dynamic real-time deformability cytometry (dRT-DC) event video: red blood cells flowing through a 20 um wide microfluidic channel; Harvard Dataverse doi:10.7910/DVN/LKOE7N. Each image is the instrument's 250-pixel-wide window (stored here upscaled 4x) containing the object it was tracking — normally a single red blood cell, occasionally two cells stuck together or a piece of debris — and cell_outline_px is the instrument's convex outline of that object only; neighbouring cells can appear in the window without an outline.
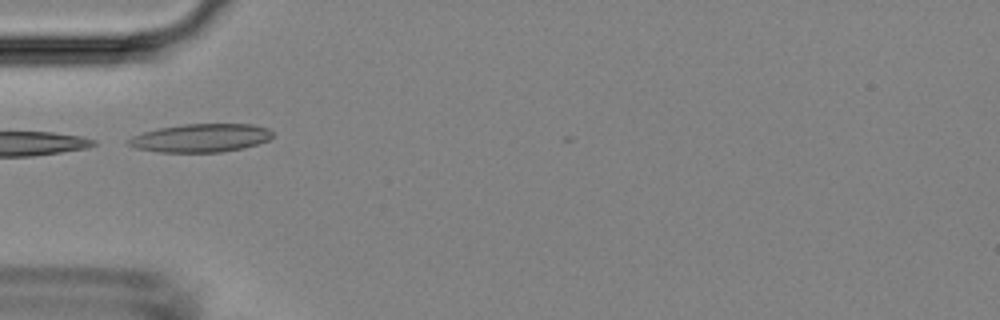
{"species": "Egyptian fruit bat (a non-hibernating species)", "species_latin": "Rousettus aegyptiacus", "temperature_condition": "room temperature", "stored_images_in_passage": 6, "camera_frame_rate_fps": 3000, "um_per_image_px": 0.085, "animal": {"sex": "female"}, "frame": {"image": 1, "passage_image": 4, "time_ms": 4.667, "image_size_px": [1000, 320], "cell_outline_px": [[276, 136], [268, 140], [244, 148], [220, 152], [160, 152], [136, 148], [128, 144], [124, 140], [132, 136], [156, 128], [184, 124], [252, 124], [268, 128]], "centroid_in_image_um": [17.06, 11.72], "position_along_channel_um": 67.9, "area_um2": 23.93}}